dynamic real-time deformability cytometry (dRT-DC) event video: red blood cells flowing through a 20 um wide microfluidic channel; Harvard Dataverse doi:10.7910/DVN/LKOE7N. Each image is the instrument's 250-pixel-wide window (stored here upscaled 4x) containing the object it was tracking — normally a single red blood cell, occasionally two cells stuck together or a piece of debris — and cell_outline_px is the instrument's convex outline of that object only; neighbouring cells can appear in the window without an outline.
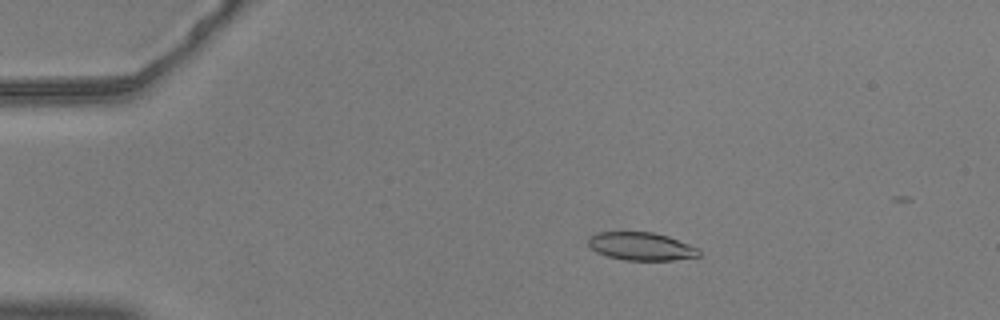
{"species": "common noctule bat (a hibernating species)", "species_latin": "Nyctalus noctula", "temperature_condition": "warm", "stored_images_in_passage": 57, "camera_frame_rate_fps": 3000, "um_per_image_px": 0.085, "animal": {"sex": "male", "body_mass_g": 20.5, "forearm_length_mm": 52.5}, "frame": {"image": 1, "passage_image": 12, "time_ms": 3.667, "image_size_px": [1000, 320], "cell_outline_px": [[700, 256], [672, 260], [624, 260], [608, 256], [596, 252], [588, 244], [588, 236], [596, 232], [652, 232], [668, 236], [700, 248]], "centroid_in_image_um": [54.5, 20.93], "position_along_channel_um": 30.5, "area_um2": 18.15}}
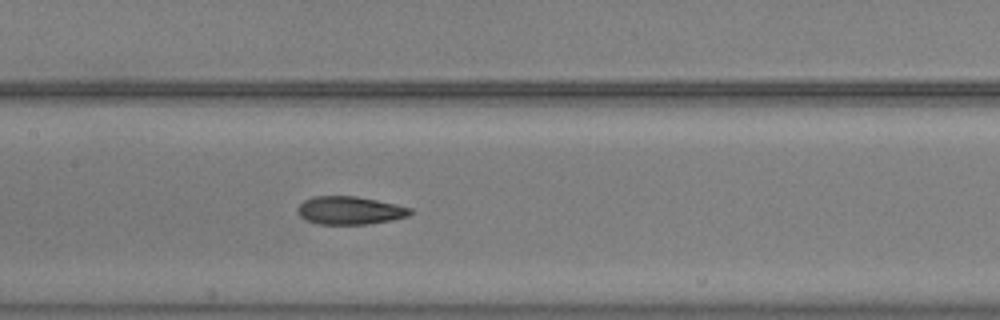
{"frame": {"image": 2, "passage_image": 29, "time_ms": 9.333, "image_size_px": [1000, 320], "cell_outline_px": [[412, 212], [408, 216], [392, 220], [368, 224], [320, 224], [304, 220], [300, 216], [296, 208], [304, 200], [312, 196], [356, 196], [396, 204], [412, 208]], "centroid_in_image_um": [29.72, 17.88], "position_along_channel_um": 177.7, "area_um2": 18.5}}
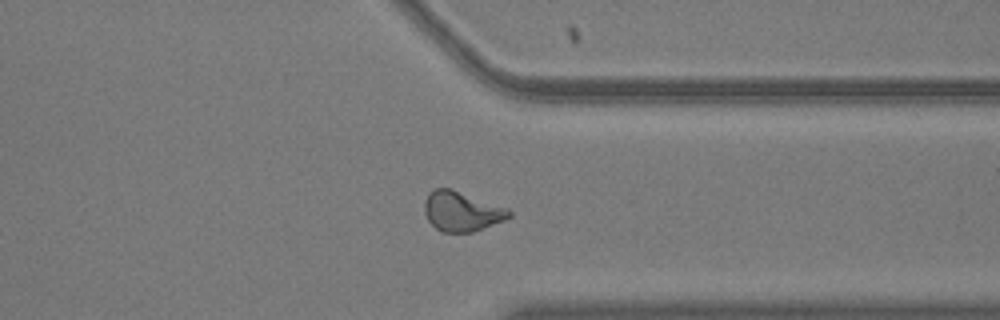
{"frame": {"image": 3, "passage_image": 45, "time_ms": 14.667, "image_size_px": [1000, 320], "cell_outline_px": [[512, 216], [504, 220], [472, 232], [440, 232], [428, 220], [424, 212], [424, 200], [428, 192], [436, 188], [452, 188], [508, 208], [512, 212]], "centroid_in_image_um": [39.23, 17.95], "position_along_channel_um": 372.2, "area_um2": 19.77}, "authors_computed_cell_mechanics": {"area_um2": 18.9006, "velocity_mm_per_s": 3.668, "shape_relaxation_time_tau1_ms": null, "shape_relaxation_time_tau2_ms": 2.162, "deformation_change_tau1": null, "deformation_change_tau2": 0.1014}}